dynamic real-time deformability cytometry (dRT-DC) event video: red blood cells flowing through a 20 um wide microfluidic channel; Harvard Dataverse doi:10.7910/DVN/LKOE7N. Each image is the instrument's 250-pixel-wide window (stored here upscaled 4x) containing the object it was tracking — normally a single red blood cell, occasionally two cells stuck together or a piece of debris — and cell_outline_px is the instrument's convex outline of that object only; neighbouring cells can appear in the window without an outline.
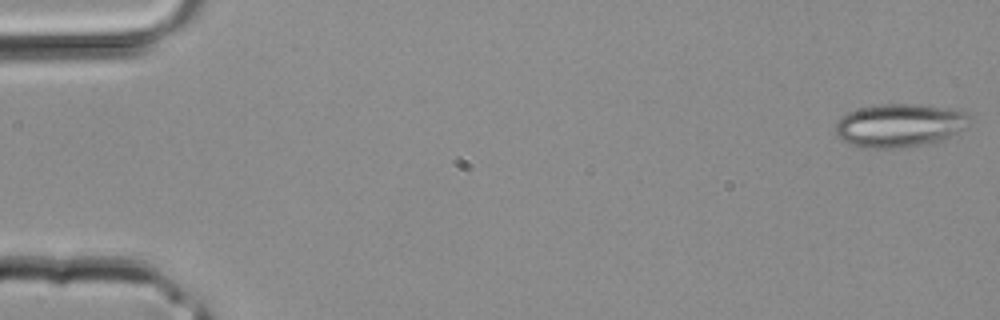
{"species": "common noctule bat (a hibernating species)", "species_latin": "Nyctalus noctula", "temperature_condition": "room temperature", "stored_images_in_passage": 3, "camera_frame_rate_fps": 3000, "um_per_image_px": 0.085, "animal": {"sex": "male", "body_mass_g": 20.4}, "frame": {"image": 1, "passage_image": 1, "time_ms": 0.0, "image_size_px": [1000, 320], "cell_outline_px": [[968, 128], [944, 140], [924, 144], [900, 148], [868, 148], [852, 144], [836, 136], [836, 124], [840, 116], [848, 112], [872, 104], [916, 104], [960, 108], [968, 112]], "centroid_in_image_um": [76.53, 10.63], "position_along_channel_um": 8.5, "area_um2": 34.45}}